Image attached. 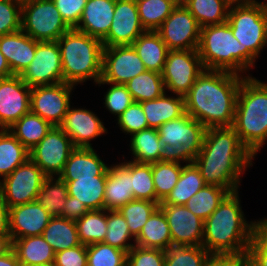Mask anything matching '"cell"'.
<instances>
[{
    "mask_svg": "<svg viewBox=\"0 0 267 266\" xmlns=\"http://www.w3.org/2000/svg\"><path fill=\"white\" fill-rule=\"evenodd\" d=\"M206 127L185 113L158 128L161 145L169 156L192 162L203 146Z\"/></svg>",
    "mask_w": 267,
    "mask_h": 266,
    "instance_id": "obj_8",
    "label": "cell"
},
{
    "mask_svg": "<svg viewBox=\"0 0 267 266\" xmlns=\"http://www.w3.org/2000/svg\"><path fill=\"white\" fill-rule=\"evenodd\" d=\"M0 51L13 75H21L35 56L36 41L19 30L0 36Z\"/></svg>",
    "mask_w": 267,
    "mask_h": 266,
    "instance_id": "obj_24",
    "label": "cell"
},
{
    "mask_svg": "<svg viewBox=\"0 0 267 266\" xmlns=\"http://www.w3.org/2000/svg\"><path fill=\"white\" fill-rule=\"evenodd\" d=\"M183 165H182V164ZM186 161L169 156L167 159L152 163L153 183L156 203H161L175 187Z\"/></svg>",
    "mask_w": 267,
    "mask_h": 266,
    "instance_id": "obj_33",
    "label": "cell"
},
{
    "mask_svg": "<svg viewBox=\"0 0 267 266\" xmlns=\"http://www.w3.org/2000/svg\"><path fill=\"white\" fill-rule=\"evenodd\" d=\"M203 71L198 49L169 50L162 72L166 92L184 97Z\"/></svg>",
    "mask_w": 267,
    "mask_h": 266,
    "instance_id": "obj_11",
    "label": "cell"
},
{
    "mask_svg": "<svg viewBox=\"0 0 267 266\" xmlns=\"http://www.w3.org/2000/svg\"><path fill=\"white\" fill-rule=\"evenodd\" d=\"M116 121L120 127L119 129L130 136L133 133L149 128L146 115L138 102H133Z\"/></svg>",
    "mask_w": 267,
    "mask_h": 266,
    "instance_id": "obj_51",
    "label": "cell"
},
{
    "mask_svg": "<svg viewBox=\"0 0 267 266\" xmlns=\"http://www.w3.org/2000/svg\"><path fill=\"white\" fill-rule=\"evenodd\" d=\"M230 192L216 185H205L185 204L196 216L205 221Z\"/></svg>",
    "mask_w": 267,
    "mask_h": 266,
    "instance_id": "obj_42",
    "label": "cell"
},
{
    "mask_svg": "<svg viewBox=\"0 0 267 266\" xmlns=\"http://www.w3.org/2000/svg\"><path fill=\"white\" fill-rule=\"evenodd\" d=\"M199 169L193 162H187L178 182L160 204L185 205L186 202L205 186Z\"/></svg>",
    "mask_w": 267,
    "mask_h": 266,
    "instance_id": "obj_34",
    "label": "cell"
},
{
    "mask_svg": "<svg viewBox=\"0 0 267 266\" xmlns=\"http://www.w3.org/2000/svg\"><path fill=\"white\" fill-rule=\"evenodd\" d=\"M73 107L70 105L59 127L69 136L75 147H93L91 140L107 134L108 130L95 112Z\"/></svg>",
    "mask_w": 267,
    "mask_h": 266,
    "instance_id": "obj_19",
    "label": "cell"
},
{
    "mask_svg": "<svg viewBox=\"0 0 267 266\" xmlns=\"http://www.w3.org/2000/svg\"><path fill=\"white\" fill-rule=\"evenodd\" d=\"M246 260L247 266H267V217L256 225Z\"/></svg>",
    "mask_w": 267,
    "mask_h": 266,
    "instance_id": "obj_48",
    "label": "cell"
},
{
    "mask_svg": "<svg viewBox=\"0 0 267 266\" xmlns=\"http://www.w3.org/2000/svg\"><path fill=\"white\" fill-rule=\"evenodd\" d=\"M157 32L169 50L198 49L201 27L184 5L176 6Z\"/></svg>",
    "mask_w": 267,
    "mask_h": 266,
    "instance_id": "obj_15",
    "label": "cell"
},
{
    "mask_svg": "<svg viewBox=\"0 0 267 266\" xmlns=\"http://www.w3.org/2000/svg\"><path fill=\"white\" fill-rule=\"evenodd\" d=\"M13 249V241L10 235H0V257Z\"/></svg>",
    "mask_w": 267,
    "mask_h": 266,
    "instance_id": "obj_59",
    "label": "cell"
},
{
    "mask_svg": "<svg viewBox=\"0 0 267 266\" xmlns=\"http://www.w3.org/2000/svg\"><path fill=\"white\" fill-rule=\"evenodd\" d=\"M62 19L70 28H75L83 14L87 0H52Z\"/></svg>",
    "mask_w": 267,
    "mask_h": 266,
    "instance_id": "obj_53",
    "label": "cell"
},
{
    "mask_svg": "<svg viewBox=\"0 0 267 266\" xmlns=\"http://www.w3.org/2000/svg\"><path fill=\"white\" fill-rule=\"evenodd\" d=\"M127 266H164L161 249L134 246L127 253Z\"/></svg>",
    "mask_w": 267,
    "mask_h": 266,
    "instance_id": "obj_52",
    "label": "cell"
},
{
    "mask_svg": "<svg viewBox=\"0 0 267 266\" xmlns=\"http://www.w3.org/2000/svg\"><path fill=\"white\" fill-rule=\"evenodd\" d=\"M78 238L85 246L104 242L107 234V210H90L75 222Z\"/></svg>",
    "mask_w": 267,
    "mask_h": 266,
    "instance_id": "obj_40",
    "label": "cell"
},
{
    "mask_svg": "<svg viewBox=\"0 0 267 266\" xmlns=\"http://www.w3.org/2000/svg\"><path fill=\"white\" fill-rule=\"evenodd\" d=\"M147 69L132 45L104 47L102 75L99 81L125 85Z\"/></svg>",
    "mask_w": 267,
    "mask_h": 266,
    "instance_id": "obj_16",
    "label": "cell"
},
{
    "mask_svg": "<svg viewBox=\"0 0 267 266\" xmlns=\"http://www.w3.org/2000/svg\"><path fill=\"white\" fill-rule=\"evenodd\" d=\"M166 216L172 243L202 246L204 221L192 213L185 205L160 204Z\"/></svg>",
    "mask_w": 267,
    "mask_h": 266,
    "instance_id": "obj_20",
    "label": "cell"
},
{
    "mask_svg": "<svg viewBox=\"0 0 267 266\" xmlns=\"http://www.w3.org/2000/svg\"><path fill=\"white\" fill-rule=\"evenodd\" d=\"M63 80L77 86L87 80L97 84L102 75L103 43L97 38L71 28L57 40Z\"/></svg>",
    "mask_w": 267,
    "mask_h": 266,
    "instance_id": "obj_5",
    "label": "cell"
},
{
    "mask_svg": "<svg viewBox=\"0 0 267 266\" xmlns=\"http://www.w3.org/2000/svg\"><path fill=\"white\" fill-rule=\"evenodd\" d=\"M98 86L110 85L105 96L103 98L104 107L113 115L118 118L134 101L130 92L127 90L125 85L122 84H112L105 83L104 81H99Z\"/></svg>",
    "mask_w": 267,
    "mask_h": 266,
    "instance_id": "obj_49",
    "label": "cell"
},
{
    "mask_svg": "<svg viewBox=\"0 0 267 266\" xmlns=\"http://www.w3.org/2000/svg\"><path fill=\"white\" fill-rule=\"evenodd\" d=\"M132 46L147 70L162 74L169 49L157 31H145Z\"/></svg>",
    "mask_w": 267,
    "mask_h": 266,
    "instance_id": "obj_28",
    "label": "cell"
},
{
    "mask_svg": "<svg viewBox=\"0 0 267 266\" xmlns=\"http://www.w3.org/2000/svg\"><path fill=\"white\" fill-rule=\"evenodd\" d=\"M42 236L55 253L80 245L76 223L60 216L52 217Z\"/></svg>",
    "mask_w": 267,
    "mask_h": 266,
    "instance_id": "obj_35",
    "label": "cell"
},
{
    "mask_svg": "<svg viewBox=\"0 0 267 266\" xmlns=\"http://www.w3.org/2000/svg\"><path fill=\"white\" fill-rule=\"evenodd\" d=\"M52 127L49 122L29 111L8 129L30 151L48 134Z\"/></svg>",
    "mask_w": 267,
    "mask_h": 266,
    "instance_id": "obj_32",
    "label": "cell"
},
{
    "mask_svg": "<svg viewBox=\"0 0 267 266\" xmlns=\"http://www.w3.org/2000/svg\"><path fill=\"white\" fill-rule=\"evenodd\" d=\"M70 29L52 0H22L21 30L35 41H57Z\"/></svg>",
    "mask_w": 267,
    "mask_h": 266,
    "instance_id": "obj_9",
    "label": "cell"
},
{
    "mask_svg": "<svg viewBox=\"0 0 267 266\" xmlns=\"http://www.w3.org/2000/svg\"><path fill=\"white\" fill-rule=\"evenodd\" d=\"M22 0H0V36L21 30Z\"/></svg>",
    "mask_w": 267,
    "mask_h": 266,
    "instance_id": "obj_50",
    "label": "cell"
},
{
    "mask_svg": "<svg viewBox=\"0 0 267 266\" xmlns=\"http://www.w3.org/2000/svg\"><path fill=\"white\" fill-rule=\"evenodd\" d=\"M164 266H203L211 255L203 246L169 243L162 249Z\"/></svg>",
    "mask_w": 267,
    "mask_h": 266,
    "instance_id": "obj_41",
    "label": "cell"
},
{
    "mask_svg": "<svg viewBox=\"0 0 267 266\" xmlns=\"http://www.w3.org/2000/svg\"><path fill=\"white\" fill-rule=\"evenodd\" d=\"M134 102L153 100L162 96L166 90L162 74L146 70L125 84Z\"/></svg>",
    "mask_w": 267,
    "mask_h": 266,
    "instance_id": "obj_39",
    "label": "cell"
},
{
    "mask_svg": "<svg viewBox=\"0 0 267 266\" xmlns=\"http://www.w3.org/2000/svg\"><path fill=\"white\" fill-rule=\"evenodd\" d=\"M75 148L69 136L59 126H53L48 134L29 151V155L47 177H53L62 173L65 163Z\"/></svg>",
    "mask_w": 267,
    "mask_h": 266,
    "instance_id": "obj_12",
    "label": "cell"
},
{
    "mask_svg": "<svg viewBox=\"0 0 267 266\" xmlns=\"http://www.w3.org/2000/svg\"><path fill=\"white\" fill-rule=\"evenodd\" d=\"M74 87L65 82L31 87L30 111L52 126H60L71 105Z\"/></svg>",
    "mask_w": 267,
    "mask_h": 266,
    "instance_id": "obj_13",
    "label": "cell"
},
{
    "mask_svg": "<svg viewBox=\"0 0 267 266\" xmlns=\"http://www.w3.org/2000/svg\"><path fill=\"white\" fill-rule=\"evenodd\" d=\"M20 77L29 87L63 83L62 59L57 41H36L35 56Z\"/></svg>",
    "mask_w": 267,
    "mask_h": 266,
    "instance_id": "obj_14",
    "label": "cell"
},
{
    "mask_svg": "<svg viewBox=\"0 0 267 266\" xmlns=\"http://www.w3.org/2000/svg\"><path fill=\"white\" fill-rule=\"evenodd\" d=\"M198 53L204 69L241 75V44L227 21L201 28Z\"/></svg>",
    "mask_w": 267,
    "mask_h": 266,
    "instance_id": "obj_7",
    "label": "cell"
},
{
    "mask_svg": "<svg viewBox=\"0 0 267 266\" xmlns=\"http://www.w3.org/2000/svg\"><path fill=\"white\" fill-rule=\"evenodd\" d=\"M144 32L136 0H116L110 30L102 41L103 47L132 45Z\"/></svg>",
    "mask_w": 267,
    "mask_h": 266,
    "instance_id": "obj_18",
    "label": "cell"
},
{
    "mask_svg": "<svg viewBox=\"0 0 267 266\" xmlns=\"http://www.w3.org/2000/svg\"><path fill=\"white\" fill-rule=\"evenodd\" d=\"M68 188L59 176L46 177L39 190L36 201L46 211L55 216H61L68 197Z\"/></svg>",
    "mask_w": 267,
    "mask_h": 266,
    "instance_id": "obj_38",
    "label": "cell"
},
{
    "mask_svg": "<svg viewBox=\"0 0 267 266\" xmlns=\"http://www.w3.org/2000/svg\"><path fill=\"white\" fill-rule=\"evenodd\" d=\"M227 22L241 44V76H252L246 73L255 67V62L265 47L267 2L231 6Z\"/></svg>",
    "mask_w": 267,
    "mask_h": 266,
    "instance_id": "obj_6",
    "label": "cell"
},
{
    "mask_svg": "<svg viewBox=\"0 0 267 266\" xmlns=\"http://www.w3.org/2000/svg\"><path fill=\"white\" fill-rule=\"evenodd\" d=\"M169 243H172L170 228L165 214L158 207L135 238V245L142 248L162 250Z\"/></svg>",
    "mask_w": 267,
    "mask_h": 266,
    "instance_id": "obj_31",
    "label": "cell"
},
{
    "mask_svg": "<svg viewBox=\"0 0 267 266\" xmlns=\"http://www.w3.org/2000/svg\"><path fill=\"white\" fill-rule=\"evenodd\" d=\"M173 3L175 6H182L185 0H168Z\"/></svg>",
    "mask_w": 267,
    "mask_h": 266,
    "instance_id": "obj_62",
    "label": "cell"
},
{
    "mask_svg": "<svg viewBox=\"0 0 267 266\" xmlns=\"http://www.w3.org/2000/svg\"><path fill=\"white\" fill-rule=\"evenodd\" d=\"M232 128L256 157L267 143V83L252 76L241 81Z\"/></svg>",
    "mask_w": 267,
    "mask_h": 266,
    "instance_id": "obj_4",
    "label": "cell"
},
{
    "mask_svg": "<svg viewBox=\"0 0 267 266\" xmlns=\"http://www.w3.org/2000/svg\"><path fill=\"white\" fill-rule=\"evenodd\" d=\"M30 93L20 75L0 78V129H8L30 111Z\"/></svg>",
    "mask_w": 267,
    "mask_h": 266,
    "instance_id": "obj_17",
    "label": "cell"
},
{
    "mask_svg": "<svg viewBox=\"0 0 267 266\" xmlns=\"http://www.w3.org/2000/svg\"><path fill=\"white\" fill-rule=\"evenodd\" d=\"M13 73L5 59V56L0 51V78L12 76Z\"/></svg>",
    "mask_w": 267,
    "mask_h": 266,
    "instance_id": "obj_60",
    "label": "cell"
},
{
    "mask_svg": "<svg viewBox=\"0 0 267 266\" xmlns=\"http://www.w3.org/2000/svg\"><path fill=\"white\" fill-rule=\"evenodd\" d=\"M0 235L9 234V208L0 195Z\"/></svg>",
    "mask_w": 267,
    "mask_h": 266,
    "instance_id": "obj_57",
    "label": "cell"
},
{
    "mask_svg": "<svg viewBox=\"0 0 267 266\" xmlns=\"http://www.w3.org/2000/svg\"><path fill=\"white\" fill-rule=\"evenodd\" d=\"M106 231L107 234L103 243L121 249L126 253L135 246V237L130 233L125 218L118 210H107ZM131 240L134 241V244Z\"/></svg>",
    "mask_w": 267,
    "mask_h": 266,
    "instance_id": "obj_44",
    "label": "cell"
},
{
    "mask_svg": "<svg viewBox=\"0 0 267 266\" xmlns=\"http://www.w3.org/2000/svg\"><path fill=\"white\" fill-rule=\"evenodd\" d=\"M88 211L87 207L80 200L68 196L65 206L63 207V213L60 217L76 222Z\"/></svg>",
    "mask_w": 267,
    "mask_h": 266,
    "instance_id": "obj_55",
    "label": "cell"
},
{
    "mask_svg": "<svg viewBox=\"0 0 267 266\" xmlns=\"http://www.w3.org/2000/svg\"><path fill=\"white\" fill-rule=\"evenodd\" d=\"M246 256L211 254L203 266H246Z\"/></svg>",
    "mask_w": 267,
    "mask_h": 266,
    "instance_id": "obj_56",
    "label": "cell"
},
{
    "mask_svg": "<svg viewBox=\"0 0 267 266\" xmlns=\"http://www.w3.org/2000/svg\"><path fill=\"white\" fill-rule=\"evenodd\" d=\"M46 177L29 158L0 181V195L8 208L34 202Z\"/></svg>",
    "mask_w": 267,
    "mask_h": 266,
    "instance_id": "obj_10",
    "label": "cell"
},
{
    "mask_svg": "<svg viewBox=\"0 0 267 266\" xmlns=\"http://www.w3.org/2000/svg\"><path fill=\"white\" fill-rule=\"evenodd\" d=\"M244 78L226 71L204 69L184 96L186 113L207 129L232 127Z\"/></svg>",
    "mask_w": 267,
    "mask_h": 266,
    "instance_id": "obj_2",
    "label": "cell"
},
{
    "mask_svg": "<svg viewBox=\"0 0 267 266\" xmlns=\"http://www.w3.org/2000/svg\"><path fill=\"white\" fill-rule=\"evenodd\" d=\"M239 191L229 193L204 221L202 246L210 254L246 256L259 220L245 219Z\"/></svg>",
    "mask_w": 267,
    "mask_h": 266,
    "instance_id": "obj_3",
    "label": "cell"
},
{
    "mask_svg": "<svg viewBox=\"0 0 267 266\" xmlns=\"http://www.w3.org/2000/svg\"><path fill=\"white\" fill-rule=\"evenodd\" d=\"M0 266H21L13 249L0 257Z\"/></svg>",
    "mask_w": 267,
    "mask_h": 266,
    "instance_id": "obj_58",
    "label": "cell"
},
{
    "mask_svg": "<svg viewBox=\"0 0 267 266\" xmlns=\"http://www.w3.org/2000/svg\"><path fill=\"white\" fill-rule=\"evenodd\" d=\"M134 199L130 160L109 165L106 175L104 209L118 210Z\"/></svg>",
    "mask_w": 267,
    "mask_h": 266,
    "instance_id": "obj_22",
    "label": "cell"
},
{
    "mask_svg": "<svg viewBox=\"0 0 267 266\" xmlns=\"http://www.w3.org/2000/svg\"><path fill=\"white\" fill-rule=\"evenodd\" d=\"M87 266H127V253L105 243L87 246Z\"/></svg>",
    "mask_w": 267,
    "mask_h": 266,
    "instance_id": "obj_47",
    "label": "cell"
},
{
    "mask_svg": "<svg viewBox=\"0 0 267 266\" xmlns=\"http://www.w3.org/2000/svg\"><path fill=\"white\" fill-rule=\"evenodd\" d=\"M258 0H225V2L231 6L248 5L257 2Z\"/></svg>",
    "mask_w": 267,
    "mask_h": 266,
    "instance_id": "obj_61",
    "label": "cell"
},
{
    "mask_svg": "<svg viewBox=\"0 0 267 266\" xmlns=\"http://www.w3.org/2000/svg\"><path fill=\"white\" fill-rule=\"evenodd\" d=\"M107 171L108 165L93 147H76L71 152L59 177L62 180H76L77 177L106 176Z\"/></svg>",
    "mask_w": 267,
    "mask_h": 266,
    "instance_id": "obj_25",
    "label": "cell"
},
{
    "mask_svg": "<svg viewBox=\"0 0 267 266\" xmlns=\"http://www.w3.org/2000/svg\"><path fill=\"white\" fill-rule=\"evenodd\" d=\"M53 216L37 201L9 208V234L12 240L42 235Z\"/></svg>",
    "mask_w": 267,
    "mask_h": 266,
    "instance_id": "obj_21",
    "label": "cell"
},
{
    "mask_svg": "<svg viewBox=\"0 0 267 266\" xmlns=\"http://www.w3.org/2000/svg\"><path fill=\"white\" fill-rule=\"evenodd\" d=\"M183 5L201 28L226 22L230 8L225 0H185Z\"/></svg>",
    "mask_w": 267,
    "mask_h": 266,
    "instance_id": "obj_37",
    "label": "cell"
},
{
    "mask_svg": "<svg viewBox=\"0 0 267 266\" xmlns=\"http://www.w3.org/2000/svg\"><path fill=\"white\" fill-rule=\"evenodd\" d=\"M159 205L160 203L148 200L134 199L124 206H121L118 211L125 218L130 233L136 238L148 218L159 207Z\"/></svg>",
    "mask_w": 267,
    "mask_h": 266,
    "instance_id": "obj_45",
    "label": "cell"
},
{
    "mask_svg": "<svg viewBox=\"0 0 267 266\" xmlns=\"http://www.w3.org/2000/svg\"><path fill=\"white\" fill-rule=\"evenodd\" d=\"M267 47V23L265 27V48Z\"/></svg>",
    "mask_w": 267,
    "mask_h": 266,
    "instance_id": "obj_63",
    "label": "cell"
},
{
    "mask_svg": "<svg viewBox=\"0 0 267 266\" xmlns=\"http://www.w3.org/2000/svg\"><path fill=\"white\" fill-rule=\"evenodd\" d=\"M29 158V150L9 129H0V178L3 180Z\"/></svg>",
    "mask_w": 267,
    "mask_h": 266,
    "instance_id": "obj_36",
    "label": "cell"
},
{
    "mask_svg": "<svg viewBox=\"0 0 267 266\" xmlns=\"http://www.w3.org/2000/svg\"><path fill=\"white\" fill-rule=\"evenodd\" d=\"M136 4L145 31H157L176 7L168 0H136Z\"/></svg>",
    "mask_w": 267,
    "mask_h": 266,
    "instance_id": "obj_43",
    "label": "cell"
},
{
    "mask_svg": "<svg viewBox=\"0 0 267 266\" xmlns=\"http://www.w3.org/2000/svg\"><path fill=\"white\" fill-rule=\"evenodd\" d=\"M54 266H87V246L76 247L55 253Z\"/></svg>",
    "mask_w": 267,
    "mask_h": 266,
    "instance_id": "obj_54",
    "label": "cell"
},
{
    "mask_svg": "<svg viewBox=\"0 0 267 266\" xmlns=\"http://www.w3.org/2000/svg\"><path fill=\"white\" fill-rule=\"evenodd\" d=\"M129 147L134 157L131 161L136 163L151 164L169 157L159 141L158 129L147 128L133 133Z\"/></svg>",
    "mask_w": 267,
    "mask_h": 266,
    "instance_id": "obj_30",
    "label": "cell"
},
{
    "mask_svg": "<svg viewBox=\"0 0 267 266\" xmlns=\"http://www.w3.org/2000/svg\"><path fill=\"white\" fill-rule=\"evenodd\" d=\"M254 158L232 127H220L206 129L203 146L192 162L206 185L234 193L239 191L240 177L253 166Z\"/></svg>",
    "mask_w": 267,
    "mask_h": 266,
    "instance_id": "obj_1",
    "label": "cell"
},
{
    "mask_svg": "<svg viewBox=\"0 0 267 266\" xmlns=\"http://www.w3.org/2000/svg\"><path fill=\"white\" fill-rule=\"evenodd\" d=\"M165 92L162 96L148 101L141 102V106L146 119L148 127L158 129L162 124L177 119L183 116L185 111V99L183 96L166 95Z\"/></svg>",
    "mask_w": 267,
    "mask_h": 266,
    "instance_id": "obj_26",
    "label": "cell"
},
{
    "mask_svg": "<svg viewBox=\"0 0 267 266\" xmlns=\"http://www.w3.org/2000/svg\"><path fill=\"white\" fill-rule=\"evenodd\" d=\"M13 241V250L21 266H44L54 263L55 252L42 235Z\"/></svg>",
    "mask_w": 267,
    "mask_h": 266,
    "instance_id": "obj_27",
    "label": "cell"
},
{
    "mask_svg": "<svg viewBox=\"0 0 267 266\" xmlns=\"http://www.w3.org/2000/svg\"><path fill=\"white\" fill-rule=\"evenodd\" d=\"M130 174L134 198L156 202L152 163L146 164L130 161Z\"/></svg>",
    "mask_w": 267,
    "mask_h": 266,
    "instance_id": "obj_46",
    "label": "cell"
},
{
    "mask_svg": "<svg viewBox=\"0 0 267 266\" xmlns=\"http://www.w3.org/2000/svg\"><path fill=\"white\" fill-rule=\"evenodd\" d=\"M68 195L80 200L87 209H104L106 176L77 177L76 180H64Z\"/></svg>",
    "mask_w": 267,
    "mask_h": 266,
    "instance_id": "obj_29",
    "label": "cell"
},
{
    "mask_svg": "<svg viewBox=\"0 0 267 266\" xmlns=\"http://www.w3.org/2000/svg\"><path fill=\"white\" fill-rule=\"evenodd\" d=\"M116 0H87L75 30L103 41L110 30Z\"/></svg>",
    "mask_w": 267,
    "mask_h": 266,
    "instance_id": "obj_23",
    "label": "cell"
}]
</instances>
